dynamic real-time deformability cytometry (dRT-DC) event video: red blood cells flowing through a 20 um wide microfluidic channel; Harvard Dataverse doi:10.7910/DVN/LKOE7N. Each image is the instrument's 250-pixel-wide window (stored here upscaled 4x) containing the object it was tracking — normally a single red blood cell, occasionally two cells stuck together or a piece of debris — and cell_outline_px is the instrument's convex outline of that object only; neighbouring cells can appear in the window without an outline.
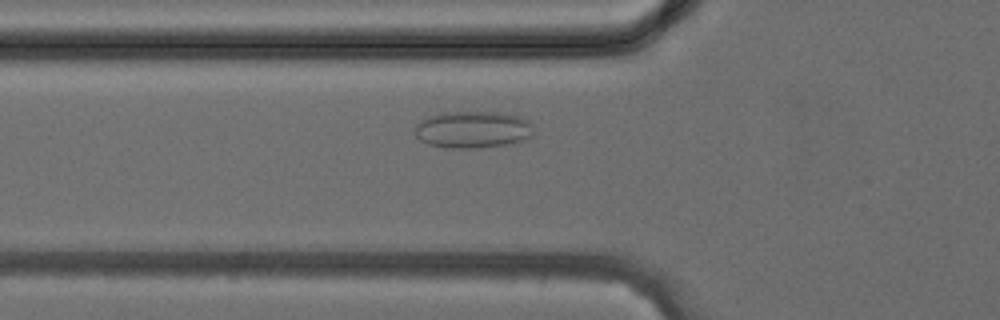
{"species": "common noctule bat (a hibernating species)", "species_latin": "Nyctalus noctula", "temperature_condition": "cold", "stored_images_in_passage": 28, "camera_frame_rate_fps": 3000, "um_per_image_px": 0.085, "animal": {"sex": "female", "body_mass_g": 24.6, "forearm_length_mm": 56.2}, "frame": {"image": 1, "passage_image": 3, "time_ms": 0.667, "image_size_px": [1000, 320], "cell_outline_px": [[532, 136], [524, 140], [508, 144], [476, 148], [448, 148], [428, 144], [420, 140], [416, 136], [412, 128], [416, 124], [428, 116], [440, 112], [496, 112], [520, 116], [528, 120], [532, 124]], "centroid_in_image_um": [40.16, 11.01], "position_along_channel_um": 85.6, "area_um2": 25.84}}
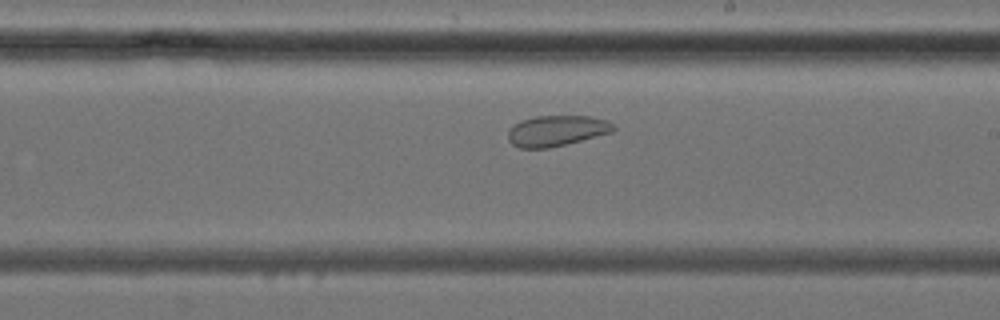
{"frame": {"image": 2, "passage_image": 12, "time_ms": 3.667, "image_size_px": [1000, 320], "cell_outline_px": [[616, 128], [612, 132], [548, 148], [520, 148], [512, 144], [508, 140], [508, 128], [520, 120], [536, 116], [588, 116], [604, 120], [612, 124]], "centroid_in_image_um": [47.24, 11.11], "position_along_channel_um": 241.8, "area_um2": 18.67}}
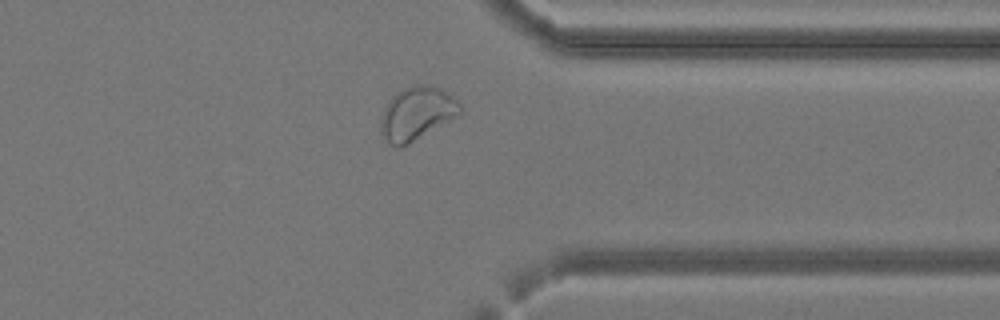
{"frame": {"image": 3, "passage_image": 20, "time_ms": 6.333, "image_size_px": [1000, 320], "cell_outline_px": [[464, 112], [460, 116], [400, 148], [396, 148], [388, 144], [380, 132], [380, 120], [384, 108], [388, 100], [392, 96], [404, 88], [416, 84], [424, 84], [440, 88], [456, 100], [464, 108]], "centroid_in_image_um": [35.43, 9.67], "position_along_channel_um": 376.0, "area_um2": 24.97}}